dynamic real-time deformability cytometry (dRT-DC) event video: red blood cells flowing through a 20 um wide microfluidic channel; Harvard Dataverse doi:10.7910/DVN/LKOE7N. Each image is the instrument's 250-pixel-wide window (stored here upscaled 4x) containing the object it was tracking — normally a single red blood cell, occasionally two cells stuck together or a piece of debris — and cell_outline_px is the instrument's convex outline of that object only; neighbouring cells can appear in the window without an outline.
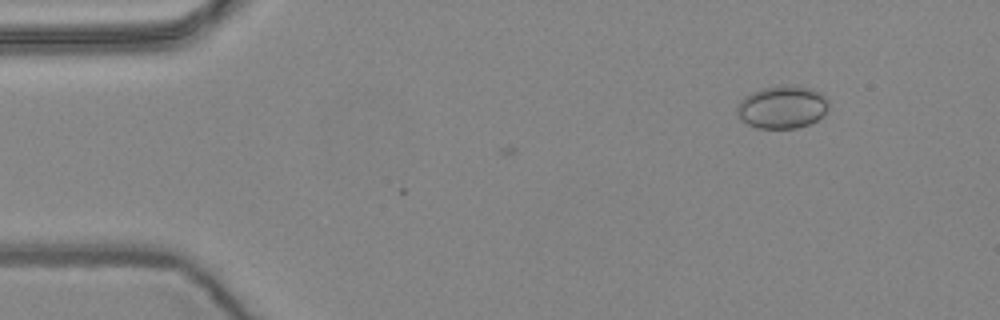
{"species": "common noctule bat (a hibernating species)", "species_latin": "Nyctalus noctula", "temperature_condition": "warm", "stored_images_in_passage": 5, "camera_frame_rate_fps": 3000, "um_per_image_px": 0.085, "animal": {"sex": "female", "body_mass_g": 24.6, "forearm_length_mm": 56.2}, "frame": {"image": 1, "passage_image": 1, "time_ms": 0.0, "image_size_px": [1000, 320], "cell_outline_px": [[828, 108], [824, 116], [808, 124], [796, 128], [756, 128], [740, 120], [736, 112], [736, 108], [740, 100], [744, 96], [760, 88], [808, 88], [820, 92], [828, 100]], "centroid_in_image_um": [66.46, 9.15], "position_along_channel_um": 18.5, "area_um2": 22.37}}
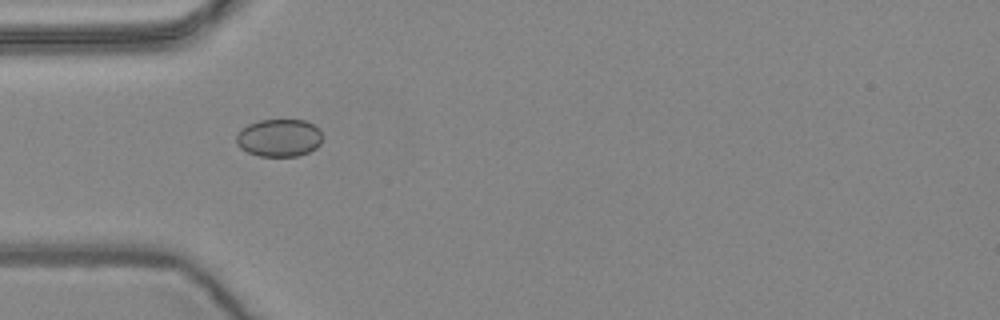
{"frame": {"image": 2, "passage_image": 4, "time_ms": 1.0, "image_size_px": [1000, 320], "cell_outline_px": [[320, 144], [316, 148], [308, 152], [296, 156], [260, 156], [248, 152], [240, 148], [236, 144], [236, 136], [248, 124], [260, 120], [304, 120], [320, 128]], "centroid_in_image_um": [23.72, 11.72], "position_along_channel_um": 61.3, "area_um2": 18.73}}
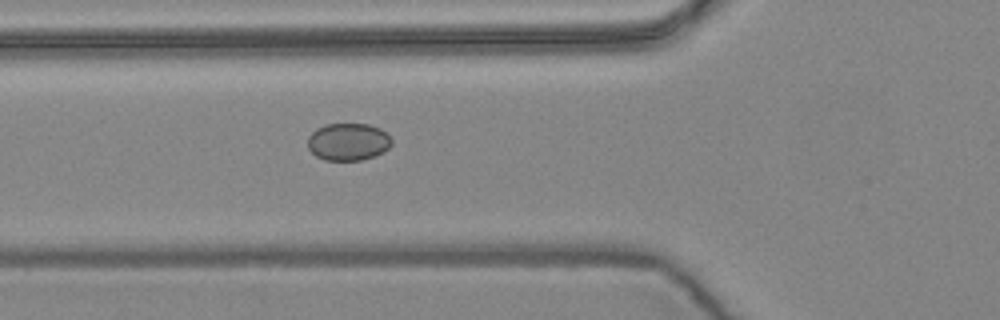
{"frame": {"image": 3, "passage_image": 5, "time_ms": 1.333, "image_size_px": [1000, 320], "cell_outline_px": [[392, 144], [384, 152], [376, 156], [360, 160], [324, 160], [316, 156], [308, 148], [308, 136], [316, 128], [324, 124], [368, 124], [380, 128], [392, 140]], "centroid_in_image_um": [29.58, 12.05], "position_along_channel_um": 96.2, "area_um2": 18.38}}